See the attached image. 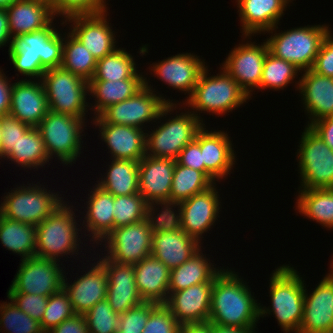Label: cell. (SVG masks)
<instances>
[{"mask_svg": "<svg viewBox=\"0 0 333 333\" xmlns=\"http://www.w3.org/2000/svg\"><path fill=\"white\" fill-rule=\"evenodd\" d=\"M231 269L216 275L211 294L209 321L212 324L239 328H256L260 304L247 282ZM240 277V278H239Z\"/></svg>", "mask_w": 333, "mask_h": 333, "instance_id": "1", "label": "cell"}, {"mask_svg": "<svg viewBox=\"0 0 333 333\" xmlns=\"http://www.w3.org/2000/svg\"><path fill=\"white\" fill-rule=\"evenodd\" d=\"M54 22L40 31L22 34L8 48L9 60L23 76L41 79L47 69L61 67L64 38Z\"/></svg>", "mask_w": 333, "mask_h": 333, "instance_id": "2", "label": "cell"}, {"mask_svg": "<svg viewBox=\"0 0 333 333\" xmlns=\"http://www.w3.org/2000/svg\"><path fill=\"white\" fill-rule=\"evenodd\" d=\"M298 273L289 264L273 270L269 283L271 307L260 305V317L273 313L284 333H298L303 318L305 280Z\"/></svg>", "mask_w": 333, "mask_h": 333, "instance_id": "3", "label": "cell"}, {"mask_svg": "<svg viewBox=\"0 0 333 333\" xmlns=\"http://www.w3.org/2000/svg\"><path fill=\"white\" fill-rule=\"evenodd\" d=\"M217 75L209 76L208 66L201 72L192 95L181 103L203 123L200 113L212 115H225L239 108L249 100L248 94L240 85L223 69ZM201 111V112H200ZM199 113V114H198Z\"/></svg>", "mask_w": 333, "mask_h": 333, "instance_id": "4", "label": "cell"}, {"mask_svg": "<svg viewBox=\"0 0 333 333\" xmlns=\"http://www.w3.org/2000/svg\"><path fill=\"white\" fill-rule=\"evenodd\" d=\"M67 203L69 204L64 201L36 226L35 256L59 263L61 256L63 258L68 254L78 255L82 243L79 231L84 228L77 226L74 213L76 210L73 209V205Z\"/></svg>", "mask_w": 333, "mask_h": 333, "instance_id": "5", "label": "cell"}, {"mask_svg": "<svg viewBox=\"0 0 333 333\" xmlns=\"http://www.w3.org/2000/svg\"><path fill=\"white\" fill-rule=\"evenodd\" d=\"M155 93V88L153 90V86L149 85L145 77V86L134 96L110 105L98 116L106 123L143 129L149 122H156L159 119L162 121L161 118L167 117L168 113L171 115L178 109L177 105L180 106V103L176 104L173 100H166L160 93Z\"/></svg>", "mask_w": 333, "mask_h": 333, "instance_id": "6", "label": "cell"}, {"mask_svg": "<svg viewBox=\"0 0 333 333\" xmlns=\"http://www.w3.org/2000/svg\"><path fill=\"white\" fill-rule=\"evenodd\" d=\"M277 28L278 25L267 31L272 34L265 40L269 52L278 58L291 62L301 73L312 69L322 42L331 29L328 25L318 24L276 33Z\"/></svg>", "mask_w": 333, "mask_h": 333, "instance_id": "7", "label": "cell"}, {"mask_svg": "<svg viewBox=\"0 0 333 333\" xmlns=\"http://www.w3.org/2000/svg\"><path fill=\"white\" fill-rule=\"evenodd\" d=\"M27 185L17 186L6 193L0 204V214L7 219L36 227L64 202V198L58 192L46 189L40 182Z\"/></svg>", "mask_w": 333, "mask_h": 333, "instance_id": "8", "label": "cell"}, {"mask_svg": "<svg viewBox=\"0 0 333 333\" xmlns=\"http://www.w3.org/2000/svg\"><path fill=\"white\" fill-rule=\"evenodd\" d=\"M163 215L159 211H154L140 222L114 228L101 241L105 242V249L108 247L104 250L107 251L105 257L117 263L134 265L150 256L153 228Z\"/></svg>", "mask_w": 333, "mask_h": 333, "instance_id": "9", "label": "cell"}, {"mask_svg": "<svg viewBox=\"0 0 333 333\" xmlns=\"http://www.w3.org/2000/svg\"><path fill=\"white\" fill-rule=\"evenodd\" d=\"M49 111L86 120L91 103L87 102L88 82L63 69H47L41 78ZM89 103V104H88Z\"/></svg>", "mask_w": 333, "mask_h": 333, "instance_id": "10", "label": "cell"}, {"mask_svg": "<svg viewBox=\"0 0 333 333\" xmlns=\"http://www.w3.org/2000/svg\"><path fill=\"white\" fill-rule=\"evenodd\" d=\"M84 123H87L84 119L72 115L51 111L47 113L36 128L43 138L50 159L54 155L66 166L76 162L82 153V132L86 127Z\"/></svg>", "mask_w": 333, "mask_h": 333, "instance_id": "11", "label": "cell"}, {"mask_svg": "<svg viewBox=\"0 0 333 333\" xmlns=\"http://www.w3.org/2000/svg\"><path fill=\"white\" fill-rule=\"evenodd\" d=\"M296 153L301 177L299 189H323L333 185V150L306 126Z\"/></svg>", "mask_w": 333, "mask_h": 333, "instance_id": "12", "label": "cell"}, {"mask_svg": "<svg viewBox=\"0 0 333 333\" xmlns=\"http://www.w3.org/2000/svg\"><path fill=\"white\" fill-rule=\"evenodd\" d=\"M190 110L171 116L152 132H146L147 156L178 158L181 150L195 139L197 132L205 125Z\"/></svg>", "mask_w": 333, "mask_h": 333, "instance_id": "13", "label": "cell"}, {"mask_svg": "<svg viewBox=\"0 0 333 333\" xmlns=\"http://www.w3.org/2000/svg\"><path fill=\"white\" fill-rule=\"evenodd\" d=\"M216 183L204 192L178 203L168 216L189 236L200 244L202 235L213 228L221 211V202ZM175 210V211H174ZM178 212V213H177Z\"/></svg>", "mask_w": 333, "mask_h": 333, "instance_id": "14", "label": "cell"}, {"mask_svg": "<svg viewBox=\"0 0 333 333\" xmlns=\"http://www.w3.org/2000/svg\"><path fill=\"white\" fill-rule=\"evenodd\" d=\"M201 244L184 232L167 214L153 228L151 255L170 270L190 259Z\"/></svg>", "mask_w": 333, "mask_h": 333, "instance_id": "15", "label": "cell"}, {"mask_svg": "<svg viewBox=\"0 0 333 333\" xmlns=\"http://www.w3.org/2000/svg\"><path fill=\"white\" fill-rule=\"evenodd\" d=\"M57 262L37 256L21 260L8 291L48 297L60 291L66 272Z\"/></svg>", "mask_w": 333, "mask_h": 333, "instance_id": "16", "label": "cell"}, {"mask_svg": "<svg viewBox=\"0 0 333 333\" xmlns=\"http://www.w3.org/2000/svg\"><path fill=\"white\" fill-rule=\"evenodd\" d=\"M176 160L145 155L138 164L139 193L154 209L163 214L170 211V190ZM158 206V208L156 207Z\"/></svg>", "mask_w": 333, "mask_h": 333, "instance_id": "17", "label": "cell"}, {"mask_svg": "<svg viewBox=\"0 0 333 333\" xmlns=\"http://www.w3.org/2000/svg\"><path fill=\"white\" fill-rule=\"evenodd\" d=\"M269 51L267 42H247L232 49L222 63L223 69L240 85L251 98L253 91L260 90L263 65ZM254 88V89H253ZM252 92V93H251Z\"/></svg>", "mask_w": 333, "mask_h": 333, "instance_id": "18", "label": "cell"}, {"mask_svg": "<svg viewBox=\"0 0 333 333\" xmlns=\"http://www.w3.org/2000/svg\"><path fill=\"white\" fill-rule=\"evenodd\" d=\"M107 14L106 11L99 14L72 15L61 21V25L73 24H69V32L89 50L97 61L117 49L115 47L116 33L109 25Z\"/></svg>", "mask_w": 333, "mask_h": 333, "instance_id": "19", "label": "cell"}, {"mask_svg": "<svg viewBox=\"0 0 333 333\" xmlns=\"http://www.w3.org/2000/svg\"><path fill=\"white\" fill-rule=\"evenodd\" d=\"M330 268L311 294L305 284L303 318L298 333H333V259Z\"/></svg>", "mask_w": 333, "mask_h": 333, "instance_id": "20", "label": "cell"}, {"mask_svg": "<svg viewBox=\"0 0 333 333\" xmlns=\"http://www.w3.org/2000/svg\"><path fill=\"white\" fill-rule=\"evenodd\" d=\"M204 125L196 134L204 162V174L215 184L226 179L235 165V153L227 132L208 131Z\"/></svg>", "mask_w": 333, "mask_h": 333, "instance_id": "21", "label": "cell"}, {"mask_svg": "<svg viewBox=\"0 0 333 333\" xmlns=\"http://www.w3.org/2000/svg\"><path fill=\"white\" fill-rule=\"evenodd\" d=\"M205 63L193 53H181L158 61V63H152L149 69L154 73L153 76H157L168 87L178 89V91L184 92V95L188 93V97L186 96L188 99L193 93L201 72L206 67Z\"/></svg>", "mask_w": 333, "mask_h": 333, "instance_id": "22", "label": "cell"}, {"mask_svg": "<svg viewBox=\"0 0 333 333\" xmlns=\"http://www.w3.org/2000/svg\"><path fill=\"white\" fill-rule=\"evenodd\" d=\"M99 128L101 140L110 150L112 159L140 161L146 155V131L133 126L104 122L99 116L93 117ZM145 132V133H144Z\"/></svg>", "mask_w": 333, "mask_h": 333, "instance_id": "23", "label": "cell"}, {"mask_svg": "<svg viewBox=\"0 0 333 333\" xmlns=\"http://www.w3.org/2000/svg\"><path fill=\"white\" fill-rule=\"evenodd\" d=\"M98 261L107 273L106 300L116 313H125L144 302L137 290L134 265L117 263L105 256L100 259V255Z\"/></svg>", "mask_w": 333, "mask_h": 333, "instance_id": "24", "label": "cell"}, {"mask_svg": "<svg viewBox=\"0 0 333 333\" xmlns=\"http://www.w3.org/2000/svg\"><path fill=\"white\" fill-rule=\"evenodd\" d=\"M37 80L26 78L13 83L9 111L22 123L35 128L49 112L42 81Z\"/></svg>", "mask_w": 333, "mask_h": 333, "instance_id": "25", "label": "cell"}, {"mask_svg": "<svg viewBox=\"0 0 333 333\" xmlns=\"http://www.w3.org/2000/svg\"><path fill=\"white\" fill-rule=\"evenodd\" d=\"M214 282H205L176 292H168L164 305L180 325L209 320Z\"/></svg>", "mask_w": 333, "mask_h": 333, "instance_id": "26", "label": "cell"}, {"mask_svg": "<svg viewBox=\"0 0 333 333\" xmlns=\"http://www.w3.org/2000/svg\"><path fill=\"white\" fill-rule=\"evenodd\" d=\"M91 266L87 272L84 271L83 275L78 276L77 280L75 279L73 283L71 281V284L64 276L63 289L67 292L76 314L84 315L96 303L107 297L106 269L99 261L92 263Z\"/></svg>", "mask_w": 333, "mask_h": 333, "instance_id": "27", "label": "cell"}, {"mask_svg": "<svg viewBox=\"0 0 333 333\" xmlns=\"http://www.w3.org/2000/svg\"><path fill=\"white\" fill-rule=\"evenodd\" d=\"M294 0H236L242 29V39L267 33L279 25L280 19Z\"/></svg>", "mask_w": 333, "mask_h": 333, "instance_id": "28", "label": "cell"}, {"mask_svg": "<svg viewBox=\"0 0 333 333\" xmlns=\"http://www.w3.org/2000/svg\"><path fill=\"white\" fill-rule=\"evenodd\" d=\"M295 86L301 95L310 126L325 117L333 116V78L317 74L312 69L303 71Z\"/></svg>", "mask_w": 333, "mask_h": 333, "instance_id": "29", "label": "cell"}, {"mask_svg": "<svg viewBox=\"0 0 333 333\" xmlns=\"http://www.w3.org/2000/svg\"><path fill=\"white\" fill-rule=\"evenodd\" d=\"M13 40L22 34L47 28L56 18L51 5L40 0H18L6 8Z\"/></svg>", "mask_w": 333, "mask_h": 333, "instance_id": "30", "label": "cell"}, {"mask_svg": "<svg viewBox=\"0 0 333 333\" xmlns=\"http://www.w3.org/2000/svg\"><path fill=\"white\" fill-rule=\"evenodd\" d=\"M89 191L86 201V215L83 216L84 225L90 235L92 244L104 245L100 242L114 229V195L106 192L97 184Z\"/></svg>", "mask_w": 333, "mask_h": 333, "instance_id": "31", "label": "cell"}, {"mask_svg": "<svg viewBox=\"0 0 333 333\" xmlns=\"http://www.w3.org/2000/svg\"><path fill=\"white\" fill-rule=\"evenodd\" d=\"M134 270L137 290L143 301L164 304L171 270L152 255L134 264Z\"/></svg>", "mask_w": 333, "mask_h": 333, "instance_id": "32", "label": "cell"}, {"mask_svg": "<svg viewBox=\"0 0 333 333\" xmlns=\"http://www.w3.org/2000/svg\"><path fill=\"white\" fill-rule=\"evenodd\" d=\"M145 75L139 71L128 79L118 81H89L88 94L95 98V103L89 106L93 109L94 117L98 116L104 109L110 105L117 104L134 96L142 87L145 86ZM95 109V110H94Z\"/></svg>", "mask_w": 333, "mask_h": 333, "instance_id": "33", "label": "cell"}, {"mask_svg": "<svg viewBox=\"0 0 333 333\" xmlns=\"http://www.w3.org/2000/svg\"><path fill=\"white\" fill-rule=\"evenodd\" d=\"M201 249L186 262L171 269L169 292H176L205 282H214L216 275L222 269L214 267L210 258L208 259L206 254L204 256Z\"/></svg>", "mask_w": 333, "mask_h": 333, "instance_id": "34", "label": "cell"}, {"mask_svg": "<svg viewBox=\"0 0 333 333\" xmlns=\"http://www.w3.org/2000/svg\"><path fill=\"white\" fill-rule=\"evenodd\" d=\"M106 175L97 181V185L114 196L139 193L138 161L111 159Z\"/></svg>", "mask_w": 333, "mask_h": 333, "instance_id": "35", "label": "cell"}, {"mask_svg": "<svg viewBox=\"0 0 333 333\" xmlns=\"http://www.w3.org/2000/svg\"><path fill=\"white\" fill-rule=\"evenodd\" d=\"M296 209L301 216L333 229V191L323 189H298Z\"/></svg>", "mask_w": 333, "mask_h": 333, "instance_id": "36", "label": "cell"}, {"mask_svg": "<svg viewBox=\"0 0 333 333\" xmlns=\"http://www.w3.org/2000/svg\"><path fill=\"white\" fill-rule=\"evenodd\" d=\"M12 163L21 165L23 169H37L44 167L51 160L47 154L45 143L39 130L31 127L24 136L16 142L11 151L3 158ZM20 164V165H19Z\"/></svg>", "mask_w": 333, "mask_h": 333, "instance_id": "37", "label": "cell"}, {"mask_svg": "<svg viewBox=\"0 0 333 333\" xmlns=\"http://www.w3.org/2000/svg\"><path fill=\"white\" fill-rule=\"evenodd\" d=\"M0 241L5 248L21 256V260L35 256L36 227L13 221L0 214Z\"/></svg>", "mask_w": 333, "mask_h": 333, "instance_id": "38", "label": "cell"}, {"mask_svg": "<svg viewBox=\"0 0 333 333\" xmlns=\"http://www.w3.org/2000/svg\"><path fill=\"white\" fill-rule=\"evenodd\" d=\"M214 183L201 171L176 162L170 190V211L180 202L213 186Z\"/></svg>", "mask_w": 333, "mask_h": 333, "instance_id": "39", "label": "cell"}, {"mask_svg": "<svg viewBox=\"0 0 333 333\" xmlns=\"http://www.w3.org/2000/svg\"><path fill=\"white\" fill-rule=\"evenodd\" d=\"M61 67L89 82L96 70L97 60L70 32L64 34Z\"/></svg>", "mask_w": 333, "mask_h": 333, "instance_id": "40", "label": "cell"}, {"mask_svg": "<svg viewBox=\"0 0 333 333\" xmlns=\"http://www.w3.org/2000/svg\"><path fill=\"white\" fill-rule=\"evenodd\" d=\"M134 56L119 47L114 52L99 59L90 81H118L132 78L137 72Z\"/></svg>", "mask_w": 333, "mask_h": 333, "instance_id": "41", "label": "cell"}, {"mask_svg": "<svg viewBox=\"0 0 333 333\" xmlns=\"http://www.w3.org/2000/svg\"><path fill=\"white\" fill-rule=\"evenodd\" d=\"M299 72L301 71L291 62L278 58L268 51L263 65L260 90L267 88L273 91L284 90L288 84L293 83L296 76L300 75Z\"/></svg>", "mask_w": 333, "mask_h": 333, "instance_id": "42", "label": "cell"}, {"mask_svg": "<svg viewBox=\"0 0 333 333\" xmlns=\"http://www.w3.org/2000/svg\"><path fill=\"white\" fill-rule=\"evenodd\" d=\"M153 212L154 209L140 193L114 196V228L140 222Z\"/></svg>", "mask_w": 333, "mask_h": 333, "instance_id": "43", "label": "cell"}, {"mask_svg": "<svg viewBox=\"0 0 333 333\" xmlns=\"http://www.w3.org/2000/svg\"><path fill=\"white\" fill-rule=\"evenodd\" d=\"M1 327L5 333H44L40 322L25 314L11 300L0 303Z\"/></svg>", "mask_w": 333, "mask_h": 333, "instance_id": "44", "label": "cell"}, {"mask_svg": "<svg viewBox=\"0 0 333 333\" xmlns=\"http://www.w3.org/2000/svg\"><path fill=\"white\" fill-rule=\"evenodd\" d=\"M75 314L69 296L62 288L60 291L48 297L44 316L40 322L41 329L44 333H48L54 327H57L64 320Z\"/></svg>", "mask_w": 333, "mask_h": 333, "instance_id": "45", "label": "cell"}, {"mask_svg": "<svg viewBox=\"0 0 333 333\" xmlns=\"http://www.w3.org/2000/svg\"><path fill=\"white\" fill-rule=\"evenodd\" d=\"M83 316L89 333H115L118 331L120 314L112 309L106 299L96 303Z\"/></svg>", "mask_w": 333, "mask_h": 333, "instance_id": "46", "label": "cell"}, {"mask_svg": "<svg viewBox=\"0 0 333 333\" xmlns=\"http://www.w3.org/2000/svg\"><path fill=\"white\" fill-rule=\"evenodd\" d=\"M106 6V0H54L51 4L56 17L63 16L62 20L72 15L103 13Z\"/></svg>", "mask_w": 333, "mask_h": 333, "instance_id": "47", "label": "cell"}, {"mask_svg": "<svg viewBox=\"0 0 333 333\" xmlns=\"http://www.w3.org/2000/svg\"><path fill=\"white\" fill-rule=\"evenodd\" d=\"M157 305L158 303L144 301L120 314L118 331L120 333H142L151 311Z\"/></svg>", "mask_w": 333, "mask_h": 333, "instance_id": "48", "label": "cell"}, {"mask_svg": "<svg viewBox=\"0 0 333 333\" xmlns=\"http://www.w3.org/2000/svg\"><path fill=\"white\" fill-rule=\"evenodd\" d=\"M1 127V160L4 158L15 146L20 137L31 128V126L22 123L13 115L5 114L0 116Z\"/></svg>", "mask_w": 333, "mask_h": 333, "instance_id": "49", "label": "cell"}, {"mask_svg": "<svg viewBox=\"0 0 333 333\" xmlns=\"http://www.w3.org/2000/svg\"><path fill=\"white\" fill-rule=\"evenodd\" d=\"M181 325L164 304H158L150 313L142 333H180Z\"/></svg>", "mask_w": 333, "mask_h": 333, "instance_id": "50", "label": "cell"}, {"mask_svg": "<svg viewBox=\"0 0 333 333\" xmlns=\"http://www.w3.org/2000/svg\"><path fill=\"white\" fill-rule=\"evenodd\" d=\"M7 298L8 300H11L25 314L31 316L38 322L42 321L48 302V296L8 291Z\"/></svg>", "mask_w": 333, "mask_h": 333, "instance_id": "51", "label": "cell"}, {"mask_svg": "<svg viewBox=\"0 0 333 333\" xmlns=\"http://www.w3.org/2000/svg\"><path fill=\"white\" fill-rule=\"evenodd\" d=\"M326 34L312 70L317 74L333 78V33Z\"/></svg>", "mask_w": 333, "mask_h": 333, "instance_id": "52", "label": "cell"}, {"mask_svg": "<svg viewBox=\"0 0 333 333\" xmlns=\"http://www.w3.org/2000/svg\"><path fill=\"white\" fill-rule=\"evenodd\" d=\"M176 162L180 165L190 167L204 173V162L200 144L195 139L181 150Z\"/></svg>", "mask_w": 333, "mask_h": 333, "instance_id": "53", "label": "cell"}, {"mask_svg": "<svg viewBox=\"0 0 333 333\" xmlns=\"http://www.w3.org/2000/svg\"><path fill=\"white\" fill-rule=\"evenodd\" d=\"M48 333H89L86 320L83 315L75 314L54 327Z\"/></svg>", "mask_w": 333, "mask_h": 333, "instance_id": "54", "label": "cell"}, {"mask_svg": "<svg viewBox=\"0 0 333 333\" xmlns=\"http://www.w3.org/2000/svg\"><path fill=\"white\" fill-rule=\"evenodd\" d=\"M310 127L333 150V116L325 117L312 123Z\"/></svg>", "mask_w": 333, "mask_h": 333, "instance_id": "55", "label": "cell"}, {"mask_svg": "<svg viewBox=\"0 0 333 333\" xmlns=\"http://www.w3.org/2000/svg\"><path fill=\"white\" fill-rule=\"evenodd\" d=\"M12 85L0 68V116L9 114Z\"/></svg>", "mask_w": 333, "mask_h": 333, "instance_id": "56", "label": "cell"}, {"mask_svg": "<svg viewBox=\"0 0 333 333\" xmlns=\"http://www.w3.org/2000/svg\"><path fill=\"white\" fill-rule=\"evenodd\" d=\"M6 43L10 48L13 44V39L9 32L8 15L6 9L0 8V48L7 46Z\"/></svg>", "mask_w": 333, "mask_h": 333, "instance_id": "57", "label": "cell"}, {"mask_svg": "<svg viewBox=\"0 0 333 333\" xmlns=\"http://www.w3.org/2000/svg\"><path fill=\"white\" fill-rule=\"evenodd\" d=\"M180 333H213V324L209 320L182 324Z\"/></svg>", "mask_w": 333, "mask_h": 333, "instance_id": "58", "label": "cell"}, {"mask_svg": "<svg viewBox=\"0 0 333 333\" xmlns=\"http://www.w3.org/2000/svg\"><path fill=\"white\" fill-rule=\"evenodd\" d=\"M213 333H257L255 328H239L213 324Z\"/></svg>", "mask_w": 333, "mask_h": 333, "instance_id": "59", "label": "cell"}, {"mask_svg": "<svg viewBox=\"0 0 333 333\" xmlns=\"http://www.w3.org/2000/svg\"><path fill=\"white\" fill-rule=\"evenodd\" d=\"M18 0H0V8L6 9L10 4L16 2Z\"/></svg>", "mask_w": 333, "mask_h": 333, "instance_id": "60", "label": "cell"}, {"mask_svg": "<svg viewBox=\"0 0 333 333\" xmlns=\"http://www.w3.org/2000/svg\"><path fill=\"white\" fill-rule=\"evenodd\" d=\"M40 1H43V2L49 3V4L51 5L52 2H53L54 0H40Z\"/></svg>", "mask_w": 333, "mask_h": 333, "instance_id": "61", "label": "cell"}, {"mask_svg": "<svg viewBox=\"0 0 333 333\" xmlns=\"http://www.w3.org/2000/svg\"><path fill=\"white\" fill-rule=\"evenodd\" d=\"M1 127H0V157H1ZM1 159V158H0Z\"/></svg>", "mask_w": 333, "mask_h": 333, "instance_id": "62", "label": "cell"}]
</instances>
